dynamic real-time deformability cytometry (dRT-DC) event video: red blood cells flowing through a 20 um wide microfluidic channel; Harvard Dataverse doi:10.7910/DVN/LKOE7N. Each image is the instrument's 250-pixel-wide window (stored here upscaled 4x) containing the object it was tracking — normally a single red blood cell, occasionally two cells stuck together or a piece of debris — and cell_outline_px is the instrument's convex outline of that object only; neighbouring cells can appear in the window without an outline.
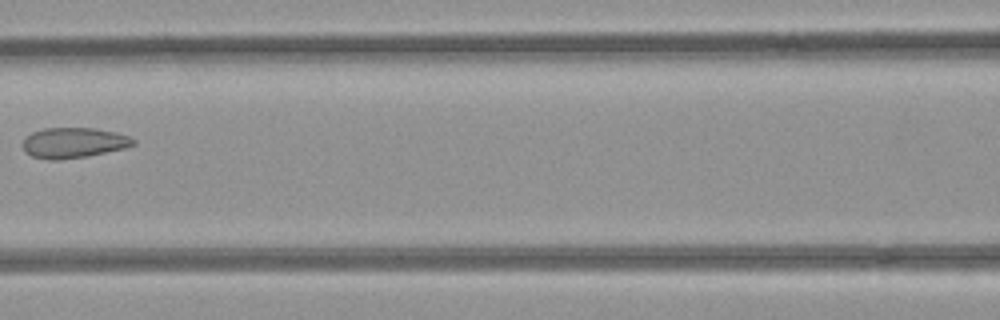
{"species": "common noctule bat (a hibernating species)", "species_latin": "Nyctalus noctula", "temperature_condition": "room temperature", "stored_images_in_passage": 3, "camera_frame_rate_fps": 3000, "um_per_image_px": 0.085, "animal": {"sex": "female", "body_mass_g": 21.9}, "frame": {"image": 1, "passage_image": 3, "time_ms": 0.667, "image_size_px": [1000, 320], "cell_outline_px": [[136, 144], [124, 148], [88, 156], [60, 160], [48, 160], [32, 156], [24, 148], [24, 140], [32, 132], [44, 128], [92, 128], [116, 132], [128, 136], [136, 140]], "centroid_in_image_um": [6.29, 12.14], "position_along_channel_um": 160.3, "area_um2": 19.42}}